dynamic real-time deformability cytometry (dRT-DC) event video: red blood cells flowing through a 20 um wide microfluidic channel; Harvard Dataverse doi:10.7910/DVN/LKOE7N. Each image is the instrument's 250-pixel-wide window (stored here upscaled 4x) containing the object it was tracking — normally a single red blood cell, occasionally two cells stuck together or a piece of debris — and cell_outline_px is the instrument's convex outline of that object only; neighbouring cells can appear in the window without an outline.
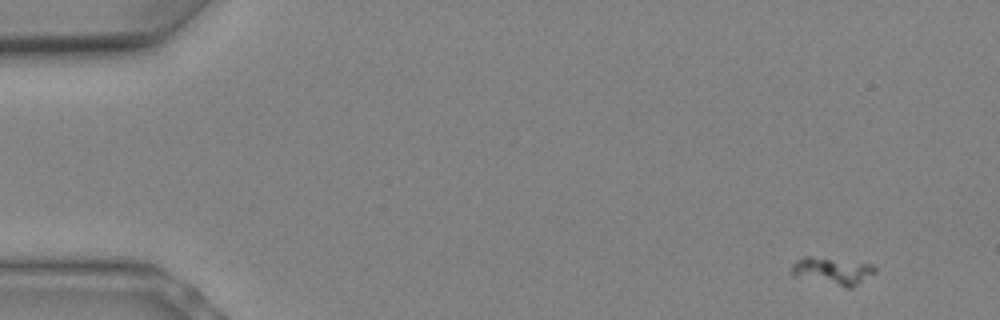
{"species": "Egyptian fruit bat (a non-hibernating species)", "species_latin": "Rousettus aegyptiacus", "temperature_condition": "warm", "stored_images_in_passage": 12, "camera_frame_rate_fps": 3000, "um_per_image_px": 0.085, "animal": {"sex": "female"}, "frame": {"image": 1, "passage_image": 1, "time_ms": 0.0, "image_size_px": [1000, 320], "cell_outline_px": [[876, 272], [852, 288], [844, 288], [792, 276], [792, 264], [796, 260], [804, 256], [808, 256], [872, 264], [876, 268]], "centroid_in_image_um": [70.74, 23.06], "position_along_channel_um": 14.3, "area_um2": 13.35}}
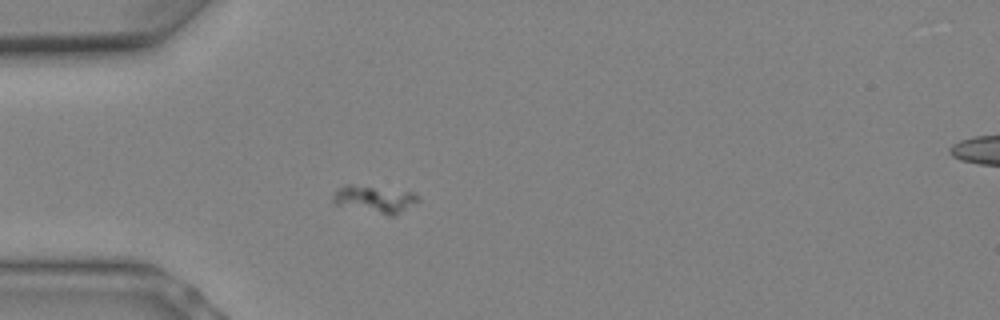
{"frame": {"image": 2, "passage_image": 6, "time_ms": 1.667, "image_size_px": [1000, 320], "cell_outline_px": [[420, 200], [400, 212], [392, 216], [388, 216], [336, 204], [332, 200], [332, 196], [336, 188], [348, 184], [352, 184], [416, 192], [420, 196]], "centroid_in_image_um": [31.85, 16.91], "position_along_channel_um": 53.1, "area_um2": 13.58}}
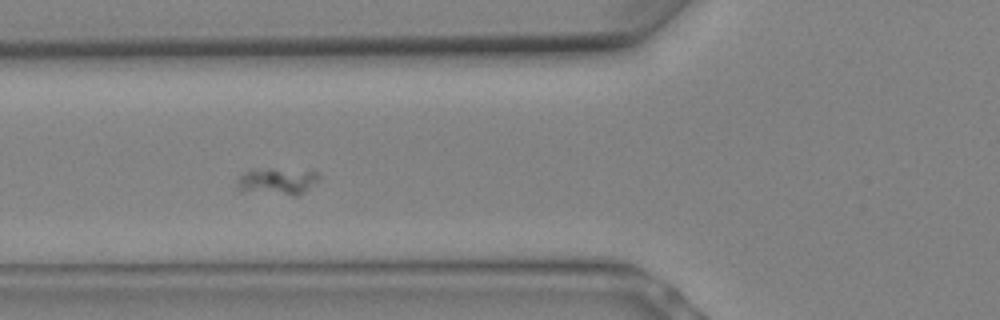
{"frame": {"image": 3, "passage_image": 8, "time_ms": 2.333, "image_size_px": [1000, 320], "cell_outline_px": [[320, 180], [300, 196], [292, 196], [240, 192], [236, 188], [236, 180], [244, 172], [252, 168], [272, 168], [320, 172]], "centroid_in_image_um": [23.54, 15.43], "position_along_channel_um": 102.3, "area_um2": 13.64}}